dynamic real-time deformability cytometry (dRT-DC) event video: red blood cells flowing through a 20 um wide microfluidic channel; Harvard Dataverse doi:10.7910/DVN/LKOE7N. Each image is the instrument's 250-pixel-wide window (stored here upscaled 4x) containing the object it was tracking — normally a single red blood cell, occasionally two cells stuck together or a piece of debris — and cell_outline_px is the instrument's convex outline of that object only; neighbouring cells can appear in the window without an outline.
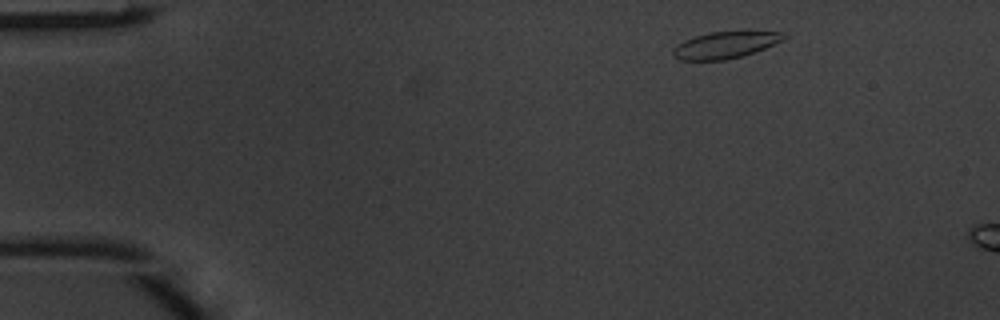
{"species": "common noctule bat (a hibernating species)", "species_latin": "Nyctalus noctula", "temperature_condition": "warm", "stored_images_in_passage": 3, "camera_frame_rate_fps": 3000, "um_per_image_px": 0.085, "animal": {"sex": "male", "body_mass_g": 20.1, "forearm_length_mm": 53.5}, "frame": {"image": 1, "passage_image": 1, "time_ms": 0.0, "image_size_px": [1000, 320], "cell_outline_px": [[788, 36], [756, 52], [744, 56], [724, 60], [680, 60], [672, 52], [684, 40], [708, 32], [744, 28], [784, 32]], "centroid_in_image_um": [61.76, 3.76], "position_along_channel_um": 23.2, "area_um2": 17.86}}